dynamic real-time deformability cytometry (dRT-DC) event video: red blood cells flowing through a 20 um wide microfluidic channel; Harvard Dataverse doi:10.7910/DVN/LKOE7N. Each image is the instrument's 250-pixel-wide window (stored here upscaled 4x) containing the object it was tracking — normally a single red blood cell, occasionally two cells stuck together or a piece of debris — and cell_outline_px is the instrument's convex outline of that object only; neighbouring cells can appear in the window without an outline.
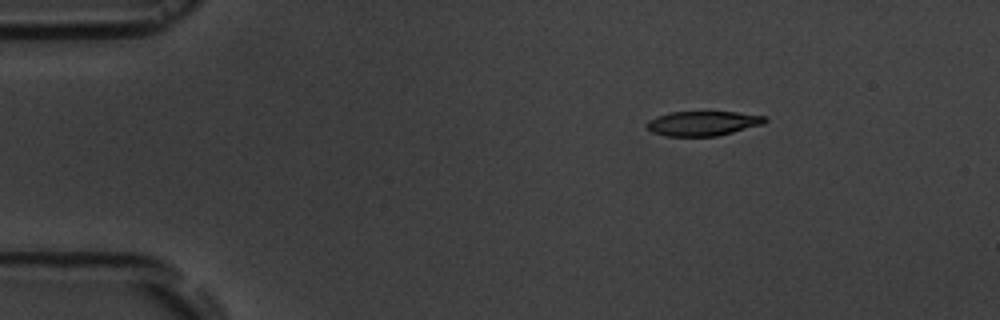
{"species": "common noctule bat (a hibernating species)", "species_latin": "Nyctalus noctula", "temperature_condition": "room temperature", "stored_images_in_passage": 3, "camera_frame_rate_fps": 3000, "um_per_image_px": 0.085, "animal": {"sex": "male", "body_mass_g": 19.5, "forearm_length_mm": 54.6}, "frame": {"image": 1, "passage_image": 1, "time_ms": 0.0, "image_size_px": [1000, 320], "cell_outline_px": [[768, 120], [764, 124], [716, 136], [668, 136], [652, 132], [644, 124], [648, 120], [656, 116], [668, 112], [736, 112], [768, 116]], "centroid_in_image_um": [59.75, 10.48], "position_along_channel_um": 25.3, "area_um2": 17.05}}